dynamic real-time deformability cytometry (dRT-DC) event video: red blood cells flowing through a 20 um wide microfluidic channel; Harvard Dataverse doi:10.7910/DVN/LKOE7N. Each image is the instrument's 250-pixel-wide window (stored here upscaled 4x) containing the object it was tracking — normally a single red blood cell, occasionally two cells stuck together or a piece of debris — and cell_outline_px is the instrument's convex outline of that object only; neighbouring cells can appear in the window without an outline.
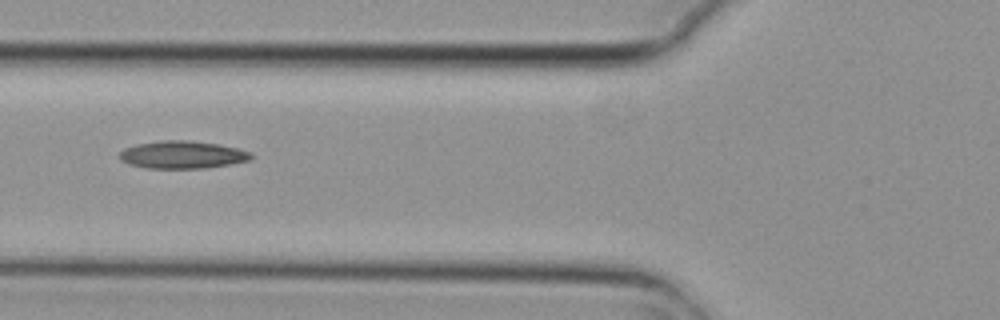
{"species": "common noctule bat (a hibernating species)", "species_latin": "Nyctalus noctula", "temperature_condition": "cold", "stored_images_in_passage": 3, "camera_frame_rate_fps": 3000, "um_per_image_px": 0.085, "animal": {"sex": "female", "body_mass_g": 29.2, "forearm_length_mm": 56.3}, "frame": {"image": 1, "passage_image": 3, "time_ms": 0.667, "image_size_px": [1000, 320], "cell_outline_px": [[252, 156], [248, 160], [228, 164], [204, 168], [148, 168], [128, 164], [120, 160], [120, 152], [124, 148], [136, 144], [160, 140], [192, 140], [220, 144], [252, 152]], "centroid_in_image_um": [15.47, 13.14], "position_along_channel_um": 110.3, "area_um2": 21.15}}